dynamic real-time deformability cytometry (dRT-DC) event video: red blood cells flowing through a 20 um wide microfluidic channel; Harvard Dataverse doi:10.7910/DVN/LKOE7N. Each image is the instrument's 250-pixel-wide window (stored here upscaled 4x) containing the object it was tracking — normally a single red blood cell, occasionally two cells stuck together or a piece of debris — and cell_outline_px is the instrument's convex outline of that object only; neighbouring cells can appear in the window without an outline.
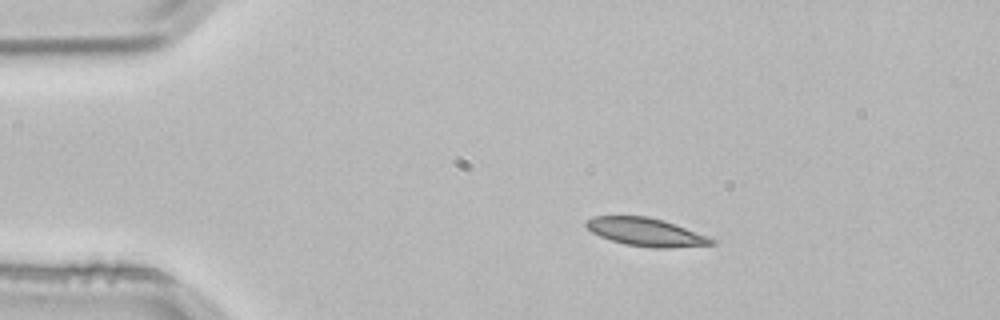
{"species": "common noctule bat (a hibernating species)", "species_latin": "Nyctalus noctula", "temperature_condition": "room temperature", "stored_images_in_passage": 2, "camera_frame_rate_fps": 3000, "um_per_image_px": 0.085, "animal": {"sex": "male", "body_mass_g": 21.5, "forearm_length_mm": 52.0}, "frame": {"image": 1, "passage_image": 1, "time_ms": 0.0, "image_size_px": [1000, 320], "cell_outline_px": [[716, 244], [668, 248], [652, 248], [624, 244], [600, 236], [592, 232], [584, 224], [584, 220], [592, 216], [648, 216], [664, 220], [708, 236], [716, 240]], "centroid_in_image_um": [54.89, 19.72], "position_along_channel_um": 30.1, "area_um2": 20.63}}